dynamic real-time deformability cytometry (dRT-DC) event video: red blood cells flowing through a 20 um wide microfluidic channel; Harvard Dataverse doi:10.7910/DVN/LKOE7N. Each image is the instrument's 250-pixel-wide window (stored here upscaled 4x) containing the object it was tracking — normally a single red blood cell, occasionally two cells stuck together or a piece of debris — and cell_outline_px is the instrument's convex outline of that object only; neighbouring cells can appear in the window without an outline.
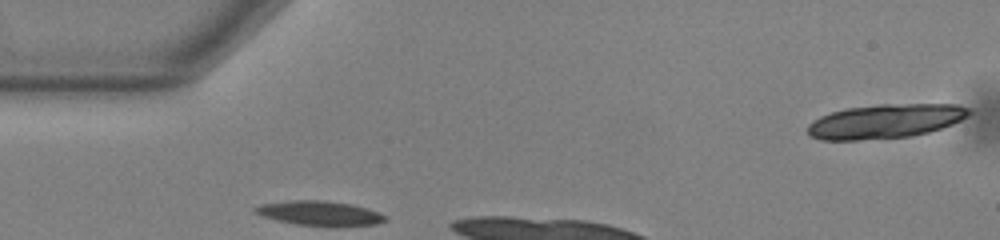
{"species": "common noctule bat (a hibernating species)", "species_latin": "Nyctalus noctula", "temperature_condition": "warm", "stored_images_in_passage": 7, "camera_frame_rate_fps": 3000, "um_per_image_px": 0.085, "animal": {"sex": "male", "body_mass_g": 13.0, "forearm_length_mm": 53.1}, "frame": {"image": 1, "passage_image": 1, "time_ms": 0.0, "image_size_px": [1000, 240], "cell_outline_px": [[388, 220], [376, 224], [296, 224], [276, 220], [264, 216], [256, 212], [252, 208], [260, 204], [288, 200], [324, 200], [352, 204], [368, 208], [380, 212], [388, 216]], "centroid_in_image_um": [27.17, 18.08], "position_along_channel_um": 57.8, "area_um2": 18.09}}
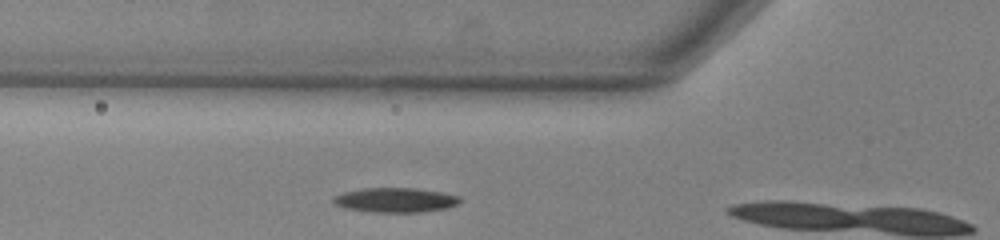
{"frame": {"image": 2, "passage_image": 4, "time_ms": 1.0, "image_size_px": [1000, 240], "cell_outline_px": [[460, 204], [448, 208], [420, 212], [368, 212], [344, 208], [332, 204], [332, 196], [344, 192], [364, 188], [416, 188], [444, 192], [460, 196]], "centroid_in_image_um": [33.6, 17.0], "position_along_channel_um": 92.2, "area_um2": 18.5}}